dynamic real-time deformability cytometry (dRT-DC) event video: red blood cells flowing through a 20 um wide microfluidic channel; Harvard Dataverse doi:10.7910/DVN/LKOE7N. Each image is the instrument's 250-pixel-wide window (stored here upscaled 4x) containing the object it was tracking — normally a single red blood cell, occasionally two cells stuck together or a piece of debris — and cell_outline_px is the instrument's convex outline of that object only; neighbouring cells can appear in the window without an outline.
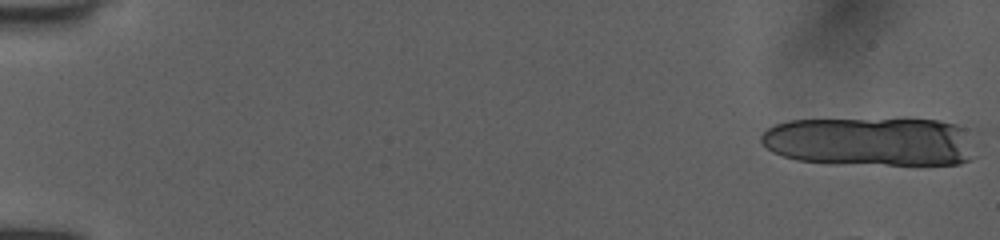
{"species": "human", "species_latin": "Homo sapiens", "temperature_condition": "room temperature", "stored_images_in_passage": 10, "camera_frame_rate_fps": 3000, "um_per_image_px": 0.085, "donor": {"sex": "female"}, "frame": {"image": 1, "passage_image": 1, "time_ms": 0.0, "image_size_px": [1000, 240], "cell_outline_px": [[968, 160], [960, 164], [828, 164], [796, 160], [772, 152], [760, 144], [760, 136], [768, 128], [776, 124], [788, 120], [900, 116], [904, 116], [940, 120], [956, 124], [964, 128]], "centroid_in_image_um": [73.83, 11.97], "position_along_channel_um": 11.2, "area_um2": 62.54}}